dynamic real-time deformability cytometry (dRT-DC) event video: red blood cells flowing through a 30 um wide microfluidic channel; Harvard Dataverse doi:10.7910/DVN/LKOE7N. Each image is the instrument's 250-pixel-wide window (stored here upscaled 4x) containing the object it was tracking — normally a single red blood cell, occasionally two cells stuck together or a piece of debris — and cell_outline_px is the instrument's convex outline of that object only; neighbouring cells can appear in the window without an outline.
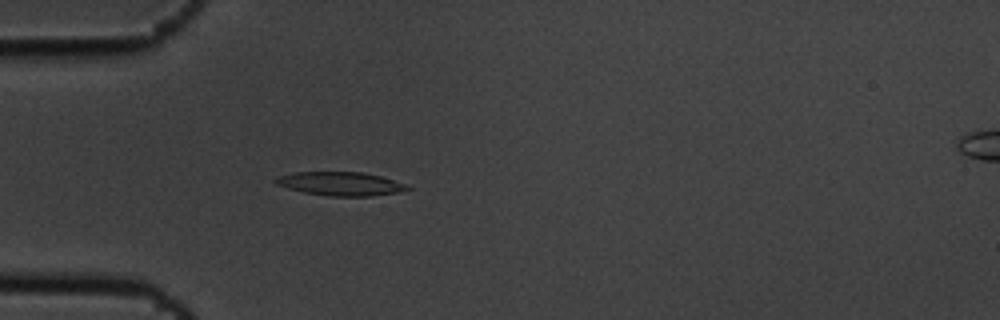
{"species": "common noctule bat (a hibernating species)", "species_latin": "Nyctalus noctula", "temperature_condition": "cold", "stored_images_in_passage": 5, "camera_frame_rate_fps": 3000, "um_per_image_px": 0.085, "animal": {"sex": "male", "body_mass_g": 19.5, "forearm_length_mm": 54.6}, "frame": {"image": 1, "passage_image": 5, "time_ms": 1.333, "image_size_px": [1000, 320], "cell_outline_px": [[412, 188], [396, 192], [372, 196], [328, 196], [304, 192], [288, 188], [276, 184], [272, 180], [280, 176], [296, 172], [364, 172], [380, 176], [408, 184]], "centroid_in_image_um": [28.96, 15.62], "position_along_channel_um": 56.0, "area_um2": 18.09}}